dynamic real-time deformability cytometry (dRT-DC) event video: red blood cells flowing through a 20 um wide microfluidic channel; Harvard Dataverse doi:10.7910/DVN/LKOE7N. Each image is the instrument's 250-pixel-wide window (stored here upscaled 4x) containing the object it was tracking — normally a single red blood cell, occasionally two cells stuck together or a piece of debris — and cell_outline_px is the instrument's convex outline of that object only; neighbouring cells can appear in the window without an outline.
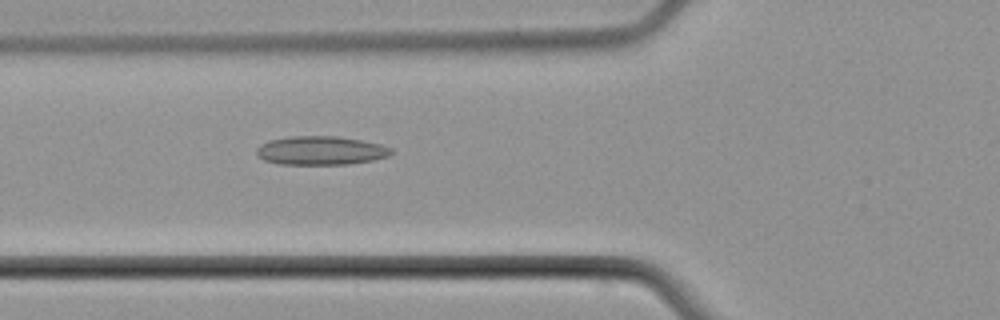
{"species": "common noctule bat (a hibernating species)", "species_latin": "Nyctalus noctula", "temperature_condition": "cold", "stored_images_in_passage": 3, "camera_frame_rate_fps": 3000, "um_per_image_px": 0.085, "animal": {"sex": "male", "body_mass_g": 21.5, "forearm_length_mm": 52.0}, "frame": {"image": 1, "passage_image": 3, "time_ms": 2.333, "image_size_px": [1000, 320], "cell_outline_px": [[392, 152], [388, 156], [372, 160], [348, 164], [280, 164], [264, 160], [256, 152], [256, 148], [260, 144], [268, 140], [292, 136], [336, 136], [360, 140], [380, 144], [392, 148]], "centroid_in_image_um": [27.24, 12.79], "position_along_channel_um": 98.6, "area_um2": 22.43}}